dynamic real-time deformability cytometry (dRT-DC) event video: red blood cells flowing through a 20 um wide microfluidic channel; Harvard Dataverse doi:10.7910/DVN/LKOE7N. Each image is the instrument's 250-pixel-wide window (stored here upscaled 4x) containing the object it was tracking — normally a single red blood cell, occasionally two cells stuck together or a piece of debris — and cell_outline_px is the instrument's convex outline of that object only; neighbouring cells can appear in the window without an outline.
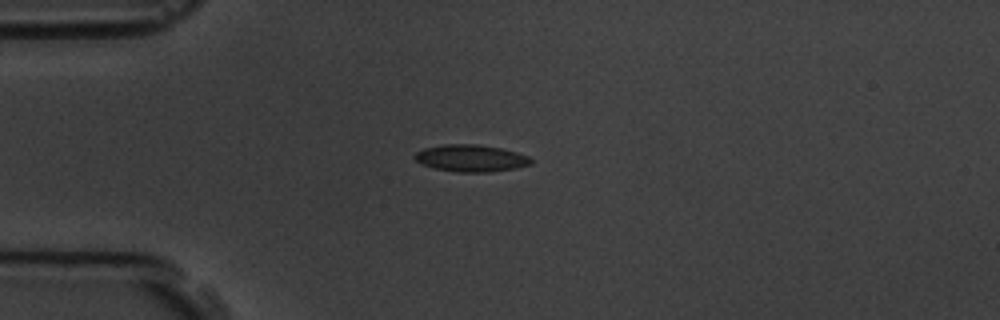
{"species": "common noctule bat (a hibernating species)", "species_latin": "Nyctalus noctula", "temperature_condition": "room temperature", "stored_images_in_passage": 11, "camera_frame_rate_fps": 3000, "um_per_image_px": 0.085, "animal": {"sex": "male", "body_mass_g": 19.5, "forearm_length_mm": 54.6}, "frame": {"image": 1, "passage_image": 2, "time_ms": 2.0, "image_size_px": [1000, 320], "cell_outline_px": [[532, 164], [516, 168], [488, 172], [456, 172], [432, 168], [416, 160], [412, 156], [416, 152], [424, 148], [444, 144], [476, 144], [500, 148], [516, 152], [528, 156], [532, 160]], "centroid_in_image_um": [40.01, 13.45], "position_along_channel_um": 45.0, "area_um2": 18.26}}
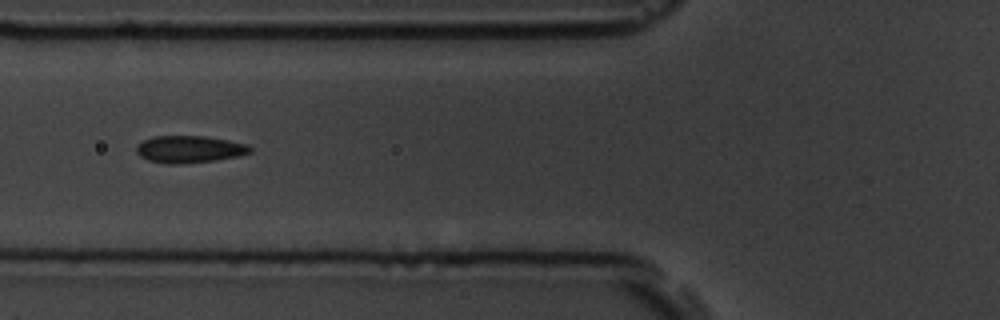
{"frame": {"image": 2, "passage_image": 4, "time_ms": 4.333, "image_size_px": [1000, 320], "cell_outline_px": [[252, 152], [236, 156], [216, 160], [180, 164], [164, 164], [148, 160], [140, 156], [136, 152], [136, 144], [152, 136], [204, 136], [228, 140], [248, 144], [252, 148]], "centroid_in_image_um": [16.07, 12.68], "position_along_channel_um": 109.7, "area_um2": 18.09}}
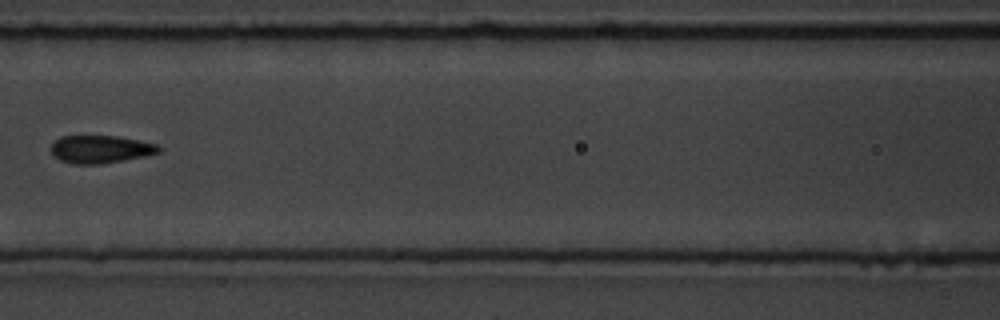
{"frame": {"image": 3, "passage_image": 5, "time_ms": 5.667, "image_size_px": [1000, 320], "cell_outline_px": [[160, 152], [144, 156], [124, 160], [100, 164], [72, 164], [60, 160], [52, 152], [52, 144], [60, 136], [116, 136], [156, 144], [160, 148]], "centroid_in_image_um": [8.53, 12.69], "position_along_channel_um": 158.1, "area_um2": 17.17}, "authors_computed_cell_mechanics": {"area_um2": 17.3978, "velocity_mm_per_s": 3.6112, "shape_relaxation_time_tau1_ms": 6.3951, "shape_relaxation_time_tau2_ms": 1.2469, "deformation_change_tau1": 0.178, "deformation_change_tau2": 0.0658}}